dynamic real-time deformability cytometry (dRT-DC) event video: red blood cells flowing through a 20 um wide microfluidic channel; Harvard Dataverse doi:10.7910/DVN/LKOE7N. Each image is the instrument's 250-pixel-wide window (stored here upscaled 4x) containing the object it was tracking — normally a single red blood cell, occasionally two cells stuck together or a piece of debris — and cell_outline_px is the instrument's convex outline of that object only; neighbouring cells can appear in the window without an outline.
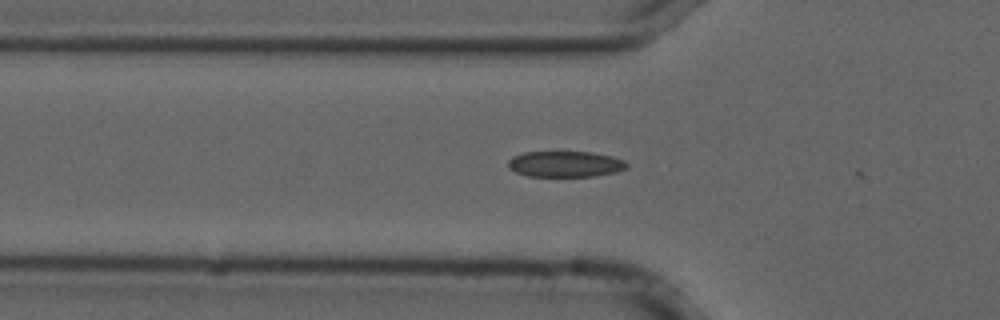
{"species": "common noctule bat (a hibernating species)", "species_latin": "Nyctalus noctula", "temperature_condition": "cold", "stored_images_in_passage": 11, "camera_frame_rate_fps": 3000, "um_per_image_px": 0.085, "animal": {"sex": "male", "forearm_length_mm": 52.5}, "frame": {"image": 1, "passage_image": 4, "time_ms": 1.0, "image_size_px": [1000, 320], "cell_outline_px": [[628, 168], [616, 172], [596, 176], [528, 176], [516, 172], [508, 168], [508, 160], [512, 156], [524, 152], [592, 152], [612, 156], [624, 160], [628, 164]], "centroid_in_image_um": [48.06, 13.94], "position_along_channel_um": 77.7, "area_um2": 18.03}}
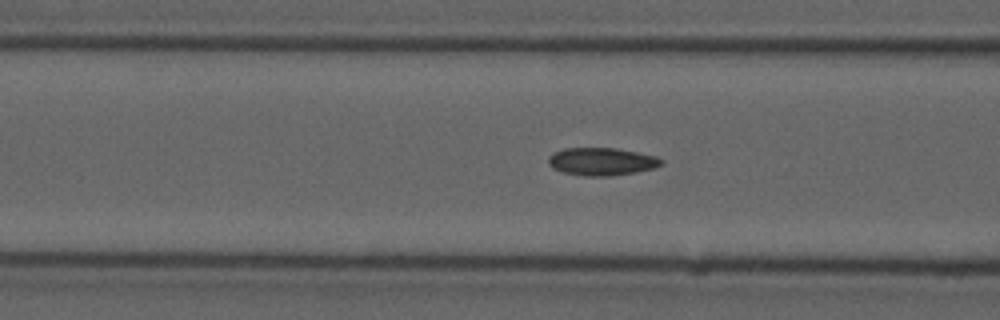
{"frame": {"image": 2, "passage_image": 7, "time_ms": 2.0, "image_size_px": [1000, 320], "cell_outline_px": [[664, 164], [656, 168], [636, 172], [608, 176], [584, 176], [564, 172], [552, 168], [548, 164], [548, 156], [552, 152], [564, 148], [616, 148], [656, 156], [664, 160]], "centroid_in_image_um": [51.15, 13.73], "position_along_channel_um": 115.5, "area_um2": 18.44}}
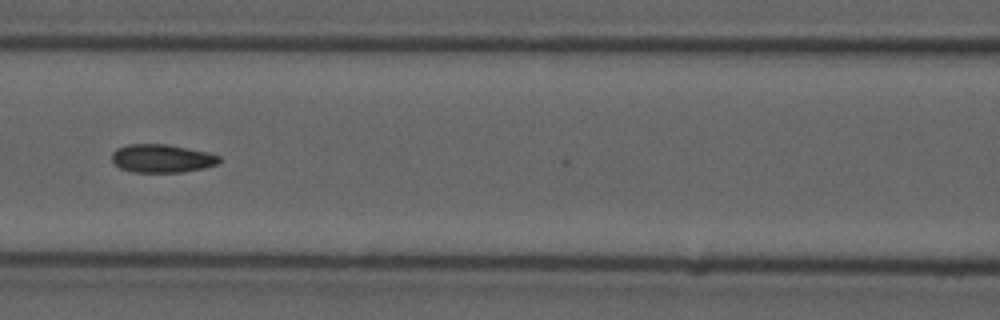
{"frame": {"image": 3, "passage_image": 10, "time_ms": 3.0, "image_size_px": [1000, 320], "cell_outline_px": [[220, 164], [204, 168], [180, 172], [132, 172], [120, 168], [112, 160], [112, 152], [116, 148], [128, 144], [168, 144], [208, 152], [220, 156]], "centroid_in_image_um": [13.77, 13.46], "position_along_channel_um": 152.8, "area_um2": 17.8}}